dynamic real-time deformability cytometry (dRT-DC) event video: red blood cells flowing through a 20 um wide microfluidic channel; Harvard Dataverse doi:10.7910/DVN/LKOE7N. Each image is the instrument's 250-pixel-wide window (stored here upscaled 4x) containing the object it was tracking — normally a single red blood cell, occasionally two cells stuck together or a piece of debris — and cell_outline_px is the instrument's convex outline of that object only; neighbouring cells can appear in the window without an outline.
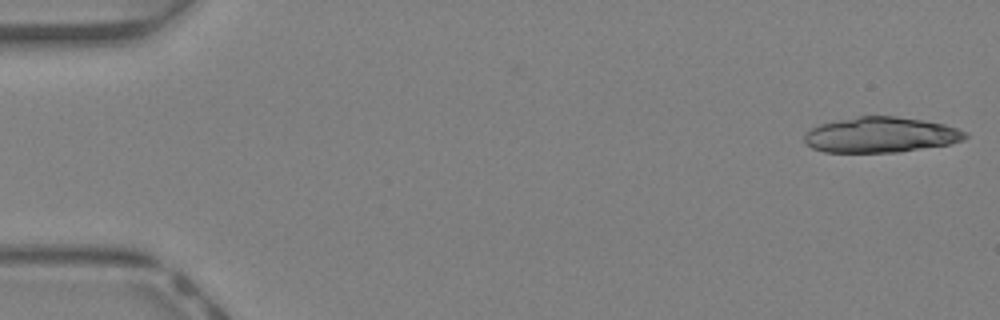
{"species": "Egyptian fruit bat (a non-hibernating species)", "species_latin": "Rousettus aegyptiacus", "temperature_condition": "warm", "stored_images_in_passage": 44, "camera_frame_rate_fps": 3000, "um_per_image_px": 0.085, "animal": {"sex": "female"}, "frame": {"image": 1, "passage_image": 1, "time_ms": 0.0, "image_size_px": [1000, 320], "cell_outline_px": [[968, 136], [964, 140], [948, 144], [900, 152], [824, 152], [812, 148], [804, 140], [804, 136], [812, 128], [820, 124], [836, 120], [860, 116], [896, 116], [924, 120], [944, 124], [968, 132]], "centroid_in_image_um": [74.89, 11.46], "position_along_channel_um": 10.1, "area_um2": 33.18}}
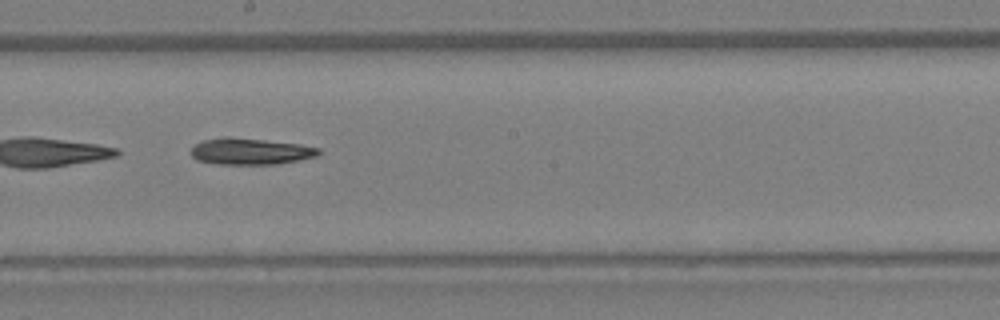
{"frame": {"image": 2, "passage_image": 25, "time_ms": 8.0, "image_size_px": [1000, 320], "cell_outline_px": [[320, 152], [316, 156], [300, 160], [276, 164], [216, 164], [196, 160], [192, 156], [192, 148], [196, 144], [204, 140], [264, 140], [300, 144], [320, 148]], "centroid_in_image_um": [21.36, 12.92], "position_along_channel_um": 226.8, "area_um2": 18.73}}
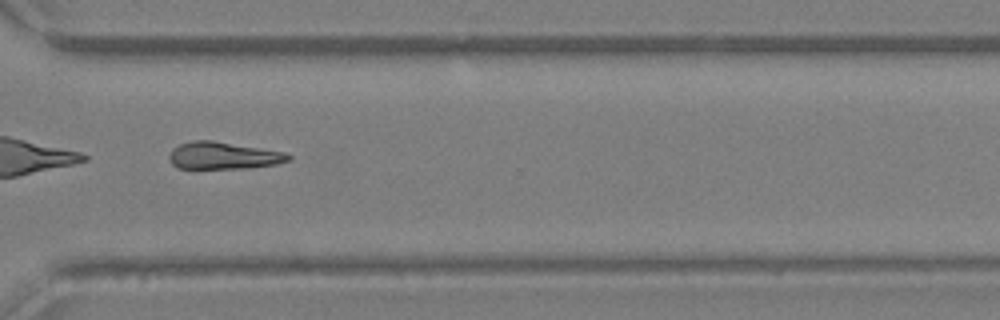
{"frame": {"image": 3, "passage_image": 33, "time_ms": 10.667, "image_size_px": [1000, 320], "cell_outline_px": [[292, 160], [276, 164], [248, 168], [176, 168], [172, 164], [168, 156], [172, 148], [180, 144], [192, 140], [212, 140], [284, 152], [292, 156]], "centroid_in_image_um": [18.97, 13.22], "position_along_channel_um": 351.6, "area_um2": 18.9}, "authors_computed_cell_mechanics": {"area_um2": 20.2011, "velocity_mm_per_s": 4.6812, "shape_relaxation_time_tau1_ms": 7.8213, "shape_relaxation_time_tau2_ms": null, "deformation_change_tau1": 0.2183, "deformation_change_tau2": null}}